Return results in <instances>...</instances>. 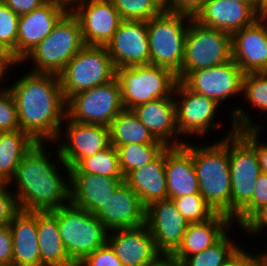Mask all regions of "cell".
I'll list each match as a JSON object with an SVG mask.
<instances>
[{
    "label": "cell",
    "mask_w": 267,
    "mask_h": 266,
    "mask_svg": "<svg viewBox=\"0 0 267 266\" xmlns=\"http://www.w3.org/2000/svg\"><path fill=\"white\" fill-rule=\"evenodd\" d=\"M168 199L200 194L192 154L184 147H167L165 161Z\"/></svg>",
    "instance_id": "cell-27"
},
{
    "label": "cell",
    "mask_w": 267,
    "mask_h": 266,
    "mask_svg": "<svg viewBox=\"0 0 267 266\" xmlns=\"http://www.w3.org/2000/svg\"><path fill=\"white\" fill-rule=\"evenodd\" d=\"M240 228L247 234H258L267 228V204L259 208Z\"/></svg>",
    "instance_id": "cell-46"
},
{
    "label": "cell",
    "mask_w": 267,
    "mask_h": 266,
    "mask_svg": "<svg viewBox=\"0 0 267 266\" xmlns=\"http://www.w3.org/2000/svg\"><path fill=\"white\" fill-rule=\"evenodd\" d=\"M232 224L233 220L221 213L203 222L189 223L181 244L170 256L180 265L187 257L213 246L234 227Z\"/></svg>",
    "instance_id": "cell-24"
},
{
    "label": "cell",
    "mask_w": 267,
    "mask_h": 266,
    "mask_svg": "<svg viewBox=\"0 0 267 266\" xmlns=\"http://www.w3.org/2000/svg\"><path fill=\"white\" fill-rule=\"evenodd\" d=\"M231 219L252 199L262 173L256 152V128L235 130L229 135Z\"/></svg>",
    "instance_id": "cell-4"
},
{
    "label": "cell",
    "mask_w": 267,
    "mask_h": 266,
    "mask_svg": "<svg viewBox=\"0 0 267 266\" xmlns=\"http://www.w3.org/2000/svg\"><path fill=\"white\" fill-rule=\"evenodd\" d=\"M123 109L120 85L115 77L108 83L72 95L67 100L66 116L78 123L109 127Z\"/></svg>",
    "instance_id": "cell-11"
},
{
    "label": "cell",
    "mask_w": 267,
    "mask_h": 266,
    "mask_svg": "<svg viewBox=\"0 0 267 266\" xmlns=\"http://www.w3.org/2000/svg\"><path fill=\"white\" fill-rule=\"evenodd\" d=\"M46 1H55L62 5L68 6L70 8L72 1L71 0H46Z\"/></svg>",
    "instance_id": "cell-56"
},
{
    "label": "cell",
    "mask_w": 267,
    "mask_h": 266,
    "mask_svg": "<svg viewBox=\"0 0 267 266\" xmlns=\"http://www.w3.org/2000/svg\"><path fill=\"white\" fill-rule=\"evenodd\" d=\"M173 97L176 105L177 130L181 136L196 138L198 136L202 139L206 133L218 127V122L214 118L219 112L217 110L220 105L214 100L189 90L179 80Z\"/></svg>",
    "instance_id": "cell-12"
},
{
    "label": "cell",
    "mask_w": 267,
    "mask_h": 266,
    "mask_svg": "<svg viewBox=\"0 0 267 266\" xmlns=\"http://www.w3.org/2000/svg\"><path fill=\"white\" fill-rule=\"evenodd\" d=\"M166 149L149 164L131 171L124 182L138 195L142 204L168 199L165 174Z\"/></svg>",
    "instance_id": "cell-28"
},
{
    "label": "cell",
    "mask_w": 267,
    "mask_h": 266,
    "mask_svg": "<svg viewBox=\"0 0 267 266\" xmlns=\"http://www.w3.org/2000/svg\"><path fill=\"white\" fill-rule=\"evenodd\" d=\"M232 60L231 35L199 24L193 18L185 37L184 57L177 79L190 72L210 68Z\"/></svg>",
    "instance_id": "cell-10"
},
{
    "label": "cell",
    "mask_w": 267,
    "mask_h": 266,
    "mask_svg": "<svg viewBox=\"0 0 267 266\" xmlns=\"http://www.w3.org/2000/svg\"><path fill=\"white\" fill-rule=\"evenodd\" d=\"M77 266H123L114 250L106 242L91 254L87 255Z\"/></svg>",
    "instance_id": "cell-42"
},
{
    "label": "cell",
    "mask_w": 267,
    "mask_h": 266,
    "mask_svg": "<svg viewBox=\"0 0 267 266\" xmlns=\"http://www.w3.org/2000/svg\"><path fill=\"white\" fill-rule=\"evenodd\" d=\"M37 142L18 129L0 132V183H8L23 157Z\"/></svg>",
    "instance_id": "cell-30"
},
{
    "label": "cell",
    "mask_w": 267,
    "mask_h": 266,
    "mask_svg": "<svg viewBox=\"0 0 267 266\" xmlns=\"http://www.w3.org/2000/svg\"><path fill=\"white\" fill-rule=\"evenodd\" d=\"M255 185L251 201L232 219L239 227L259 208L267 204V173H261Z\"/></svg>",
    "instance_id": "cell-40"
},
{
    "label": "cell",
    "mask_w": 267,
    "mask_h": 266,
    "mask_svg": "<svg viewBox=\"0 0 267 266\" xmlns=\"http://www.w3.org/2000/svg\"><path fill=\"white\" fill-rule=\"evenodd\" d=\"M109 136L115 148L126 144H164L154 138L132 110L126 109L110 123Z\"/></svg>",
    "instance_id": "cell-31"
},
{
    "label": "cell",
    "mask_w": 267,
    "mask_h": 266,
    "mask_svg": "<svg viewBox=\"0 0 267 266\" xmlns=\"http://www.w3.org/2000/svg\"><path fill=\"white\" fill-rule=\"evenodd\" d=\"M244 72L230 60L210 68L190 72L181 82L191 91L209 97L220 105L226 99L242 95Z\"/></svg>",
    "instance_id": "cell-15"
},
{
    "label": "cell",
    "mask_w": 267,
    "mask_h": 266,
    "mask_svg": "<svg viewBox=\"0 0 267 266\" xmlns=\"http://www.w3.org/2000/svg\"><path fill=\"white\" fill-rule=\"evenodd\" d=\"M140 122L150 131L154 138L167 147L183 146L176 124V105L173 94L131 109ZM172 140V141H171Z\"/></svg>",
    "instance_id": "cell-23"
},
{
    "label": "cell",
    "mask_w": 267,
    "mask_h": 266,
    "mask_svg": "<svg viewBox=\"0 0 267 266\" xmlns=\"http://www.w3.org/2000/svg\"><path fill=\"white\" fill-rule=\"evenodd\" d=\"M232 59L244 74L267 72V24L258 18L231 35Z\"/></svg>",
    "instance_id": "cell-21"
},
{
    "label": "cell",
    "mask_w": 267,
    "mask_h": 266,
    "mask_svg": "<svg viewBox=\"0 0 267 266\" xmlns=\"http://www.w3.org/2000/svg\"><path fill=\"white\" fill-rule=\"evenodd\" d=\"M19 15L0 0V43L16 61V39Z\"/></svg>",
    "instance_id": "cell-38"
},
{
    "label": "cell",
    "mask_w": 267,
    "mask_h": 266,
    "mask_svg": "<svg viewBox=\"0 0 267 266\" xmlns=\"http://www.w3.org/2000/svg\"><path fill=\"white\" fill-rule=\"evenodd\" d=\"M14 66H18V64H3V63H0V84H1L2 80H4V78L6 77L7 71H9ZM4 89L5 88H1V86H0V93Z\"/></svg>",
    "instance_id": "cell-52"
},
{
    "label": "cell",
    "mask_w": 267,
    "mask_h": 266,
    "mask_svg": "<svg viewBox=\"0 0 267 266\" xmlns=\"http://www.w3.org/2000/svg\"><path fill=\"white\" fill-rule=\"evenodd\" d=\"M147 266H180L170 255H162L154 263Z\"/></svg>",
    "instance_id": "cell-49"
},
{
    "label": "cell",
    "mask_w": 267,
    "mask_h": 266,
    "mask_svg": "<svg viewBox=\"0 0 267 266\" xmlns=\"http://www.w3.org/2000/svg\"><path fill=\"white\" fill-rule=\"evenodd\" d=\"M250 251L239 248L221 266H253L254 254Z\"/></svg>",
    "instance_id": "cell-48"
},
{
    "label": "cell",
    "mask_w": 267,
    "mask_h": 266,
    "mask_svg": "<svg viewBox=\"0 0 267 266\" xmlns=\"http://www.w3.org/2000/svg\"><path fill=\"white\" fill-rule=\"evenodd\" d=\"M69 10L78 19L85 45L106 46L122 19L111 0H74Z\"/></svg>",
    "instance_id": "cell-13"
},
{
    "label": "cell",
    "mask_w": 267,
    "mask_h": 266,
    "mask_svg": "<svg viewBox=\"0 0 267 266\" xmlns=\"http://www.w3.org/2000/svg\"><path fill=\"white\" fill-rule=\"evenodd\" d=\"M69 7L46 1L30 13L19 15L16 39V62L19 64L53 30Z\"/></svg>",
    "instance_id": "cell-18"
},
{
    "label": "cell",
    "mask_w": 267,
    "mask_h": 266,
    "mask_svg": "<svg viewBox=\"0 0 267 266\" xmlns=\"http://www.w3.org/2000/svg\"><path fill=\"white\" fill-rule=\"evenodd\" d=\"M260 15L248 4L235 0H207L193 18L209 28L230 35L252 25Z\"/></svg>",
    "instance_id": "cell-22"
},
{
    "label": "cell",
    "mask_w": 267,
    "mask_h": 266,
    "mask_svg": "<svg viewBox=\"0 0 267 266\" xmlns=\"http://www.w3.org/2000/svg\"><path fill=\"white\" fill-rule=\"evenodd\" d=\"M107 243L123 266H147L162 256L145 224L136 228L108 231Z\"/></svg>",
    "instance_id": "cell-20"
},
{
    "label": "cell",
    "mask_w": 267,
    "mask_h": 266,
    "mask_svg": "<svg viewBox=\"0 0 267 266\" xmlns=\"http://www.w3.org/2000/svg\"><path fill=\"white\" fill-rule=\"evenodd\" d=\"M0 63L3 64H18L12 54L0 43Z\"/></svg>",
    "instance_id": "cell-50"
},
{
    "label": "cell",
    "mask_w": 267,
    "mask_h": 266,
    "mask_svg": "<svg viewBox=\"0 0 267 266\" xmlns=\"http://www.w3.org/2000/svg\"><path fill=\"white\" fill-rule=\"evenodd\" d=\"M260 18L267 24V10L260 15Z\"/></svg>",
    "instance_id": "cell-57"
},
{
    "label": "cell",
    "mask_w": 267,
    "mask_h": 266,
    "mask_svg": "<svg viewBox=\"0 0 267 266\" xmlns=\"http://www.w3.org/2000/svg\"><path fill=\"white\" fill-rule=\"evenodd\" d=\"M106 48L116 69L150 64L146 21L122 20Z\"/></svg>",
    "instance_id": "cell-17"
},
{
    "label": "cell",
    "mask_w": 267,
    "mask_h": 266,
    "mask_svg": "<svg viewBox=\"0 0 267 266\" xmlns=\"http://www.w3.org/2000/svg\"><path fill=\"white\" fill-rule=\"evenodd\" d=\"M227 232L213 246L187 257L180 266H221L241 246Z\"/></svg>",
    "instance_id": "cell-34"
},
{
    "label": "cell",
    "mask_w": 267,
    "mask_h": 266,
    "mask_svg": "<svg viewBox=\"0 0 267 266\" xmlns=\"http://www.w3.org/2000/svg\"><path fill=\"white\" fill-rule=\"evenodd\" d=\"M19 129L17 108L13 95L7 87L0 93V132Z\"/></svg>",
    "instance_id": "cell-41"
},
{
    "label": "cell",
    "mask_w": 267,
    "mask_h": 266,
    "mask_svg": "<svg viewBox=\"0 0 267 266\" xmlns=\"http://www.w3.org/2000/svg\"><path fill=\"white\" fill-rule=\"evenodd\" d=\"M146 207L138 195L123 182L113 196L102 203L93 215L108 231L136 228L145 224Z\"/></svg>",
    "instance_id": "cell-19"
},
{
    "label": "cell",
    "mask_w": 267,
    "mask_h": 266,
    "mask_svg": "<svg viewBox=\"0 0 267 266\" xmlns=\"http://www.w3.org/2000/svg\"><path fill=\"white\" fill-rule=\"evenodd\" d=\"M124 182V177L70 173V201L93 213Z\"/></svg>",
    "instance_id": "cell-26"
},
{
    "label": "cell",
    "mask_w": 267,
    "mask_h": 266,
    "mask_svg": "<svg viewBox=\"0 0 267 266\" xmlns=\"http://www.w3.org/2000/svg\"><path fill=\"white\" fill-rule=\"evenodd\" d=\"M122 20L149 21L163 9L153 0H111Z\"/></svg>",
    "instance_id": "cell-35"
},
{
    "label": "cell",
    "mask_w": 267,
    "mask_h": 266,
    "mask_svg": "<svg viewBox=\"0 0 267 266\" xmlns=\"http://www.w3.org/2000/svg\"><path fill=\"white\" fill-rule=\"evenodd\" d=\"M2 2L16 14L23 15L37 9L44 4L46 0H2Z\"/></svg>",
    "instance_id": "cell-47"
},
{
    "label": "cell",
    "mask_w": 267,
    "mask_h": 266,
    "mask_svg": "<svg viewBox=\"0 0 267 266\" xmlns=\"http://www.w3.org/2000/svg\"><path fill=\"white\" fill-rule=\"evenodd\" d=\"M242 94L250 106L267 113V72L244 74Z\"/></svg>",
    "instance_id": "cell-36"
},
{
    "label": "cell",
    "mask_w": 267,
    "mask_h": 266,
    "mask_svg": "<svg viewBox=\"0 0 267 266\" xmlns=\"http://www.w3.org/2000/svg\"><path fill=\"white\" fill-rule=\"evenodd\" d=\"M267 10V0H258V14L261 15Z\"/></svg>",
    "instance_id": "cell-53"
},
{
    "label": "cell",
    "mask_w": 267,
    "mask_h": 266,
    "mask_svg": "<svg viewBox=\"0 0 267 266\" xmlns=\"http://www.w3.org/2000/svg\"><path fill=\"white\" fill-rule=\"evenodd\" d=\"M84 46L79 21L69 10L19 65L30 60L31 72L58 75Z\"/></svg>",
    "instance_id": "cell-6"
},
{
    "label": "cell",
    "mask_w": 267,
    "mask_h": 266,
    "mask_svg": "<svg viewBox=\"0 0 267 266\" xmlns=\"http://www.w3.org/2000/svg\"><path fill=\"white\" fill-rule=\"evenodd\" d=\"M123 108L131 110L137 105L173 94L177 75L156 65H140L116 69Z\"/></svg>",
    "instance_id": "cell-8"
},
{
    "label": "cell",
    "mask_w": 267,
    "mask_h": 266,
    "mask_svg": "<svg viewBox=\"0 0 267 266\" xmlns=\"http://www.w3.org/2000/svg\"><path fill=\"white\" fill-rule=\"evenodd\" d=\"M235 1H240L242 3L248 4L258 13V0H235Z\"/></svg>",
    "instance_id": "cell-54"
},
{
    "label": "cell",
    "mask_w": 267,
    "mask_h": 266,
    "mask_svg": "<svg viewBox=\"0 0 267 266\" xmlns=\"http://www.w3.org/2000/svg\"><path fill=\"white\" fill-rule=\"evenodd\" d=\"M242 109V110H241ZM243 108L236 107L230 113L231 124L234 125L236 130H242L246 128H256V152L258 157V162L261 168L262 173H267V143L262 142L259 134L260 131L264 128L261 124H253L250 114L243 112Z\"/></svg>",
    "instance_id": "cell-39"
},
{
    "label": "cell",
    "mask_w": 267,
    "mask_h": 266,
    "mask_svg": "<svg viewBox=\"0 0 267 266\" xmlns=\"http://www.w3.org/2000/svg\"><path fill=\"white\" fill-rule=\"evenodd\" d=\"M254 265L255 266H267V250L259 251V253H254Z\"/></svg>",
    "instance_id": "cell-51"
},
{
    "label": "cell",
    "mask_w": 267,
    "mask_h": 266,
    "mask_svg": "<svg viewBox=\"0 0 267 266\" xmlns=\"http://www.w3.org/2000/svg\"><path fill=\"white\" fill-rule=\"evenodd\" d=\"M65 126L53 142L58 145L59 155L69 167H75L82 159L93 156L110 145L109 127L83 124L70 120L67 116ZM67 142H60L62 136ZM58 141L60 142L58 144Z\"/></svg>",
    "instance_id": "cell-14"
},
{
    "label": "cell",
    "mask_w": 267,
    "mask_h": 266,
    "mask_svg": "<svg viewBox=\"0 0 267 266\" xmlns=\"http://www.w3.org/2000/svg\"><path fill=\"white\" fill-rule=\"evenodd\" d=\"M166 148L165 144H126L116 147L122 175L125 178L131 171L154 161Z\"/></svg>",
    "instance_id": "cell-32"
},
{
    "label": "cell",
    "mask_w": 267,
    "mask_h": 266,
    "mask_svg": "<svg viewBox=\"0 0 267 266\" xmlns=\"http://www.w3.org/2000/svg\"><path fill=\"white\" fill-rule=\"evenodd\" d=\"M169 200L174 202L181 215L189 223L206 221L215 214L201 194L185 195Z\"/></svg>",
    "instance_id": "cell-37"
},
{
    "label": "cell",
    "mask_w": 267,
    "mask_h": 266,
    "mask_svg": "<svg viewBox=\"0 0 267 266\" xmlns=\"http://www.w3.org/2000/svg\"><path fill=\"white\" fill-rule=\"evenodd\" d=\"M191 20L190 16L163 10L146 21L151 65L165 67L176 75L181 72L185 37Z\"/></svg>",
    "instance_id": "cell-7"
},
{
    "label": "cell",
    "mask_w": 267,
    "mask_h": 266,
    "mask_svg": "<svg viewBox=\"0 0 267 266\" xmlns=\"http://www.w3.org/2000/svg\"><path fill=\"white\" fill-rule=\"evenodd\" d=\"M50 212L57 219L65 250L76 265L107 242L108 230L105 226L93 213L71 201Z\"/></svg>",
    "instance_id": "cell-5"
},
{
    "label": "cell",
    "mask_w": 267,
    "mask_h": 266,
    "mask_svg": "<svg viewBox=\"0 0 267 266\" xmlns=\"http://www.w3.org/2000/svg\"><path fill=\"white\" fill-rule=\"evenodd\" d=\"M37 236L41 266H77L68 256L50 211H37Z\"/></svg>",
    "instance_id": "cell-29"
},
{
    "label": "cell",
    "mask_w": 267,
    "mask_h": 266,
    "mask_svg": "<svg viewBox=\"0 0 267 266\" xmlns=\"http://www.w3.org/2000/svg\"><path fill=\"white\" fill-rule=\"evenodd\" d=\"M12 234L8 225L0 226V265L12 266Z\"/></svg>",
    "instance_id": "cell-45"
},
{
    "label": "cell",
    "mask_w": 267,
    "mask_h": 266,
    "mask_svg": "<svg viewBox=\"0 0 267 266\" xmlns=\"http://www.w3.org/2000/svg\"><path fill=\"white\" fill-rule=\"evenodd\" d=\"M188 224L172 200L156 201L146 207L145 225L162 255H171L178 248Z\"/></svg>",
    "instance_id": "cell-16"
},
{
    "label": "cell",
    "mask_w": 267,
    "mask_h": 266,
    "mask_svg": "<svg viewBox=\"0 0 267 266\" xmlns=\"http://www.w3.org/2000/svg\"><path fill=\"white\" fill-rule=\"evenodd\" d=\"M7 88L16 103L19 129L36 142L52 144L64 126L67 108L58 75L30 70Z\"/></svg>",
    "instance_id": "cell-1"
},
{
    "label": "cell",
    "mask_w": 267,
    "mask_h": 266,
    "mask_svg": "<svg viewBox=\"0 0 267 266\" xmlns=\"http://www.w3.org/2000/svg\"><path fill=\"white\" fill-rule=\"evenodd\" d=\"M207 0H170L168 11L194 18Z\"/></svg>",
    "instance_id": "cell-44"
},
{
    "label": "cell",
    "mask_w": 267,
    "mask_h": 266,
    "mask_svg": "<svg viewBox=\"0 0 267 266\" xmlns=\"http://www.w3.org/2000/svg\"><path fill=\"white\" fill-rule=\"evenodd\" d=\"M8 226L12 234V266H41L37 211L18 209Z\"/></svg>",
    "instance_id": "cell-25"
},
{
    "label": "cell",
    "mask_w": 267,
    "mask_h": 266,
    "mask_svg": "<svg viewBox=\"0 0 267 266\" xmlns=\"http://www.w3.org/2000/svg\"><path fill=\"white\" fill-rule=\"evenodd\" d=\"M70 173H92L107 177H124L119 167L118 153L113 145L99 151L93 156L82 159Z\"/></svg>",
    "instance_id": "cell-33"
},
{
    "label": "cell",
    "mask_w": 267,
    "mask_h": 266,
    "mask_svg": "<svg viewBox=\"0 0 267 266\" xmlns=\"http://www.w3.org/2000/svg\"><path fill=\"white\" fill-rule=\"evenodd\" d=\"M65 100L72 95L108 83L116 68L106 46L85 45L58 74Z\"/></svg>",
    "instance_id": "cell-9"
},
{
    "label": "cell",
    "mask_w": 267,
    "mask_h": 266,
    "mask_svg": "<svg viewBox=\"0 0 267 266\" xmlns=\"http://www.w3.org/2000/svg\"><path fill=\"white\" fill-rule=\"evenodd\" d=\"M231 129L223 139L211 145H191L184 143V147L192 154L199 192L214 210L231 218V177L229 168V135L235 131Z\"/></svg>",
    "instance_id": "cell-3"
},
{
    "label": "cell",
    "mask_w": 267,
    "mask_h": 266,
    "mask_svg": "<svg viewBox=\"0 0 267 266\" xmlns=\"http://www.w3.org/2000/svg\"><path fill=\"white\" fill-rule=\"evenodd\" d=\"M153 1H155L163 10L168 11L170 0H153Z\"/></svg>",
    "instance_id": "cell-55"
},
{
    "label": "cell",
    "mask_w": 267,
    "mask_h": 266,
    "mask_svg": "<svg viewBox=\"0 0 267 266\" xmlns=\"http://www.w3.org/2000/svg\"><path fill=\"white\" fill-rule=\"evenodd\" d=\"M12 191L7 183H0V226L8 225L18 210Z\"/></svg>",
    "instance_id": "cell-43"
},
{
    "label": "cell",
    "mask_w": 267,
    "mask_h": 266,
    "mask_svg": "<svg viewBox=\"0 0 267 266\" xmlns=\"http://www.w3.org/2000/svg\"><path fill=\"white\" fill-rule=\"evenodd\" d=\"M44 146V142H37L7 183L9 186L13 185L12 182L16 185L17 190L12 193L20 210L50 211L70 201V168L61 159L58 149L55 150V163L50 158L52 151H46ZM58 166L64 168L67 179L59 173Z\"/></svg>",
    "instance_id": "cell-2"
}]
</instances>
